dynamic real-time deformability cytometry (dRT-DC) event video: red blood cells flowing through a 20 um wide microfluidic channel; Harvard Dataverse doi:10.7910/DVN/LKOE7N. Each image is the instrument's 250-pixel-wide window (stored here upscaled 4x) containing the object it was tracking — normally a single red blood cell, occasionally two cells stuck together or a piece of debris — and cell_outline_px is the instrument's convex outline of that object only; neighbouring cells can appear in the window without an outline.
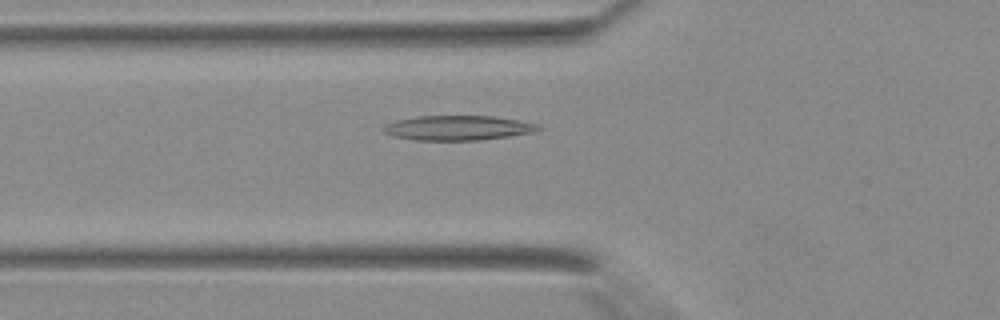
{"species": "Egyptian fruit bat (a non-hibernating species)", "species_latin": "Rousettus aegyptiacus", "temperature_condition": "warm", "stored_images_in_passage": 42, "camera_frame_rate_fps": 3000, "um_per_image_px": 0.085, "animal": {"sex": "female"}, "frame": {"image": 1, "passage_image": 15, "time_ms": 4.667, "image_size_px": [1000, 320], "cell_outline_px": [[544, 128], [532, 132], [508, 136], [480, 140], [416, 140], [396, 136], [384, 132], [380, 128], [384, 124], [396, 120], [416, 116], [492, 116], [540, 124]], "centroid_in_image_um": [38.9, 10.86], "position_along_channel_um": 86.9, "area_um2": 22.25}}
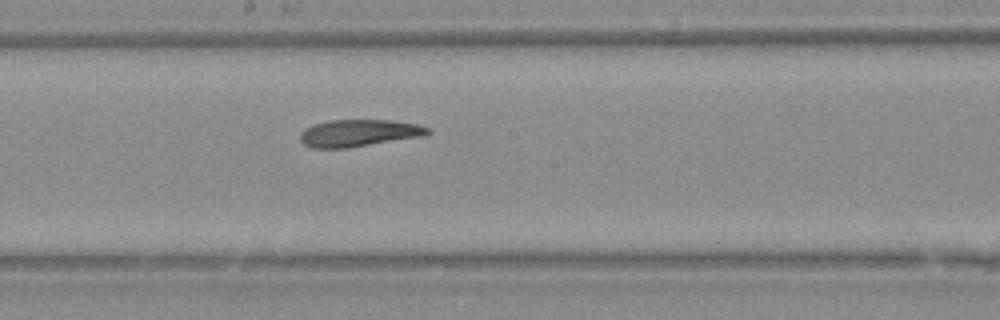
{"frame": {"image": 2, "passage_image": 23, "time_ms": 7.333, "image_size_px": [1000, 320], "cell_outline_px": [[432, 132], [424, 136], [348, 148], [312, 148], [304, 144], [300, 140], [300, 132], [316, 124], [328, 120], [388, 120], [416, 124], [428, 128]], "centroid_in_image_um": [30.51, 11.32], "position_along_channel_um": 217.7, "area_um2": 20.0}}
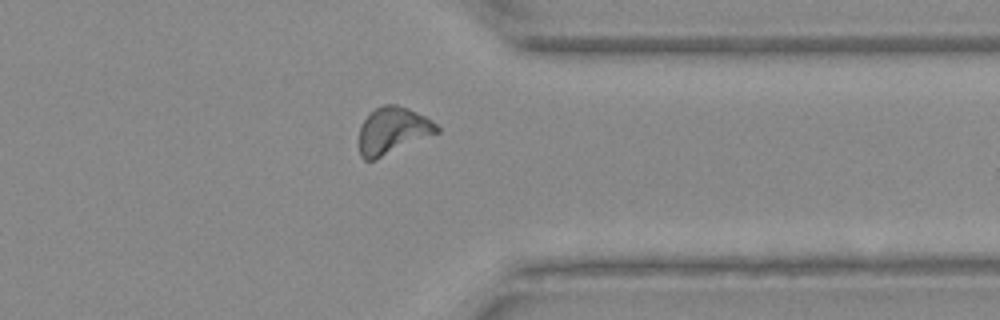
{"frame": {"image": 3, "passage_image": 33, "time_ms": 10.667, "image_size_px": [1000, 320], "cell_outline_px": [[440, 132], [376, 160], [364, 160], [360, 156], [360, 128], [364, 120], [376, 108], [384, 104], [396, 104], [408, 108], [424, 116], [436, 124], [440, 128]], "centroid_in_image_um": [33.4, 11.12], "position_along_channel_um": 378.0, "area_um2": 21.15}}